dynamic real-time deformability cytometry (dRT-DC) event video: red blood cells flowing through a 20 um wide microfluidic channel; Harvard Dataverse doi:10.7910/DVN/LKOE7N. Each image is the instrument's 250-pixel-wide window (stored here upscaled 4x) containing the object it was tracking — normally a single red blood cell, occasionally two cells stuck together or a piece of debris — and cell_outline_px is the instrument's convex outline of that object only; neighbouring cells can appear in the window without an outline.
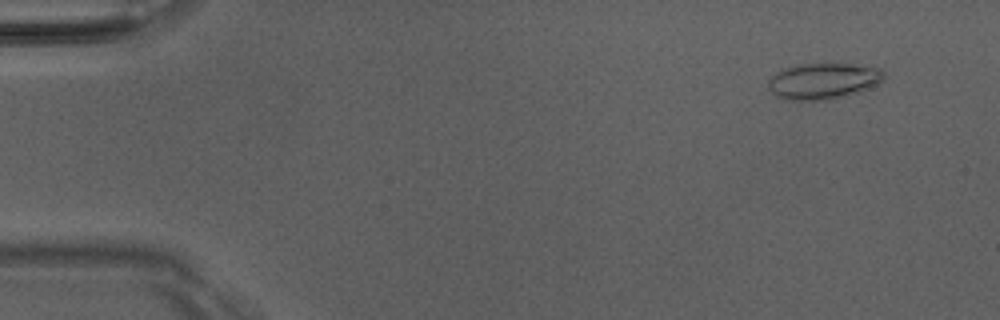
{"species": "Egyptian fruit bat (a non-hibernating species)", "species_latin": "Rousettus aegyptiacus", "temperature_condition": "room temperature", "stored_images_in_passage": 51, "camera_frame_rate_fps": 3000, "um_per_image_px": 0.085, "animal": {"sex": "male"}, "frame": {"image": 1, "passage_image": 4, "time_ms": 1.0, "image_size_px": [1000, 320], "cell_outline_px": [[884, 76], [876, 84], [844, 96], [828, 100], [784, 100], [776, 96], [768, 88], [768, 80], [776, 72], [784, 68], [800, 64], [852, 64], [880, 68], [884, 72]], "centroid_in_image_um": [69.9, 6.89], "position_along_channel_um": 15.1, "area_um2": 24.04}}
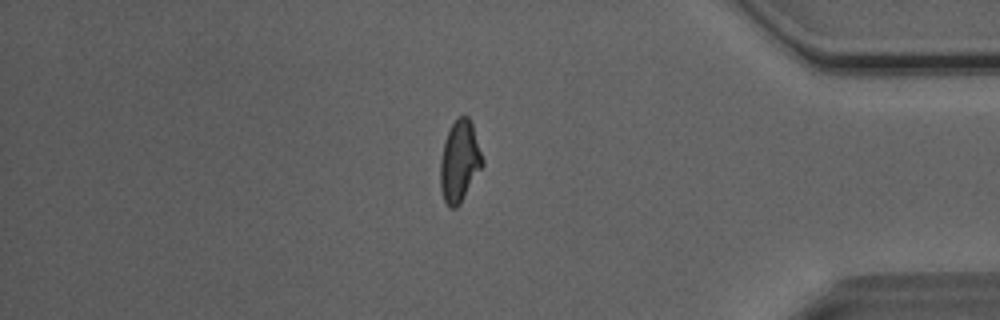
{"frame": {"image": 2, "passage_image": 43, "time_ms": 14.0, "image_size_px": [1000, 320], "cell_outline_px": [[484, 164], [460, 204], [456, 208], [448, 208], [444, 200], [440, 188], [440, 160], [444, 144], [448, 132], [452, 124], [460, 116], [468, 116], [472, 124], [484, 160]], "centroid_in_image_um": [39.06, 13.75], "position_along_channel_um": 396.1, "area_um2": 19.88}}
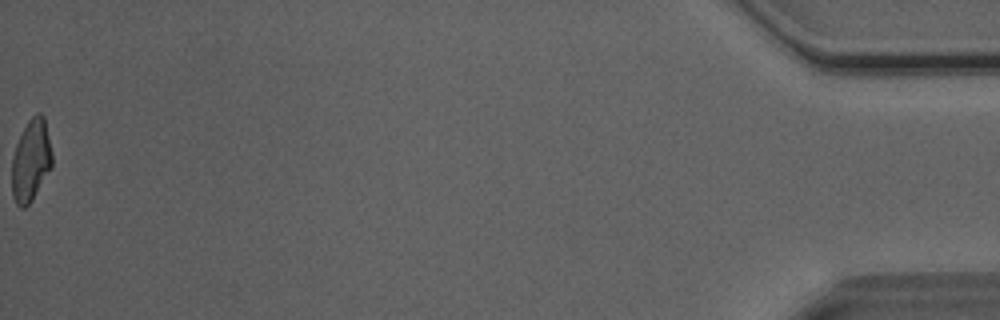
{"frame": {"image": 3, "passage_image": 51, "time_ms": 16.667, "image_size_px": [1000, 320], "cell_outline_px": [[52, 164], [32, 200], [24, 208], [20, 208], [16, 204], [12, 196], [12, 156], [16, 144], [28, 120], [36, 112], [40, 112], [44, 116], [52, 152]], "centroid_in_image_um": [2.62, 13.63], "position_along_channel_um": 432.6, "area_um2": 19.07}, "authors_computed_cell_mechanics": {"area_um2": 20.1144, "velocity_mm_per_s": 4.082, "shape_relaxation_time_tau1_ms": 6.2803, "shape_relaxation_time_tau2_ms": 2.1803, "deformation_change_tau1": 0.1897, "deformation_change_tau2": 0.0926}}